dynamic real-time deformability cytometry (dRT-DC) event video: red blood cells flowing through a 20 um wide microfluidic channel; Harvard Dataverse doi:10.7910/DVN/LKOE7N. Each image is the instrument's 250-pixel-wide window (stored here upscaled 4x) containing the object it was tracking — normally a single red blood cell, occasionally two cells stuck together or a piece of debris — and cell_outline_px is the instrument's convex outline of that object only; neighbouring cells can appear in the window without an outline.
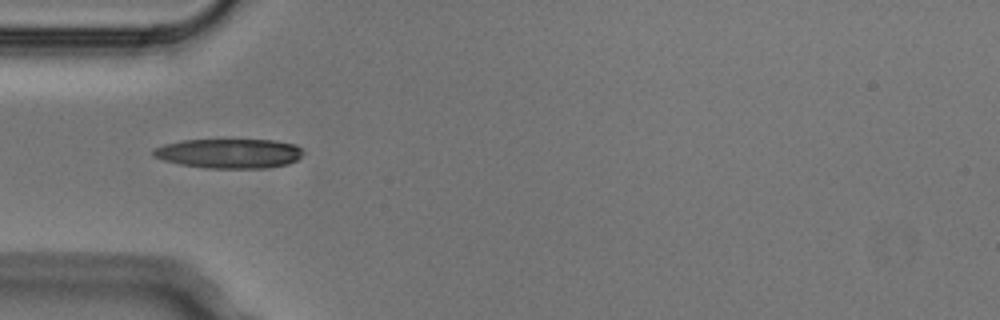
{"species": "Egyptian fruit bat (a non-hibernating species)", "species_latin": "Rousettus aegyptiacus", "temperature_condition": "cold", "stored_images_in_passage": 3, "camera_frame_rate_fps": 3000, "um_per_image_px": 0.085, "animal": {"sex": "male"}, "frame": {"image": 1, "passage_image": 1, "time_ms": 0.0, "image_size_px": [1000, 320], "cell_outline_px": [[304, 152], [296, 160], [288, 164], [264, 168], [204, 168], [180, 164], [164, 160], [152, 156], [152, 152], [156, 148], [164, 144], [184, 140], [276, 140], [296, 144]], "centroid_in_image_um": [19.49, 13.04], "position_along_channel_um": 65.5, "area_um2": 25.78}}
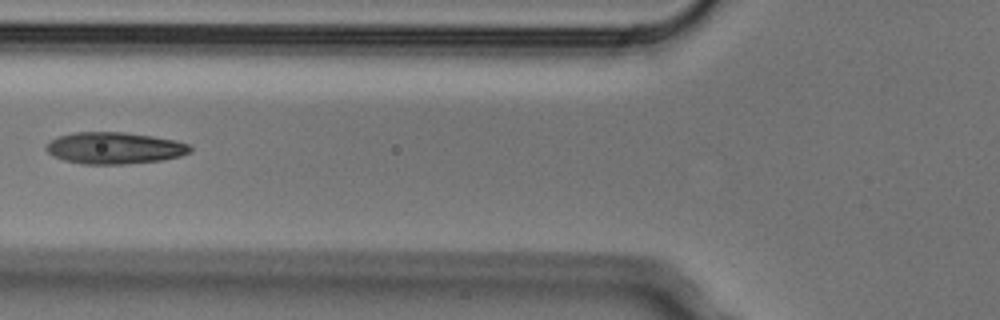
{"frame": {"image": 2, "passage_image": 2, "time_ms": 0.333, "image_size_px": [1000, 320], "cell_outline_px": [[192, 152], [180, 156], [160, 160], [124, 164], [80, 164], [64, 160], [52, 156], [44, 148], [52, 140], [60, 136], [72, 132], [124, 132], [152, 136], [176, 140], [188, 144], [192, 148]], "centroid_in_image_um": [9.73, 12.58], "position_along_channel_um": 116.1, "area_um2": 26.59}}
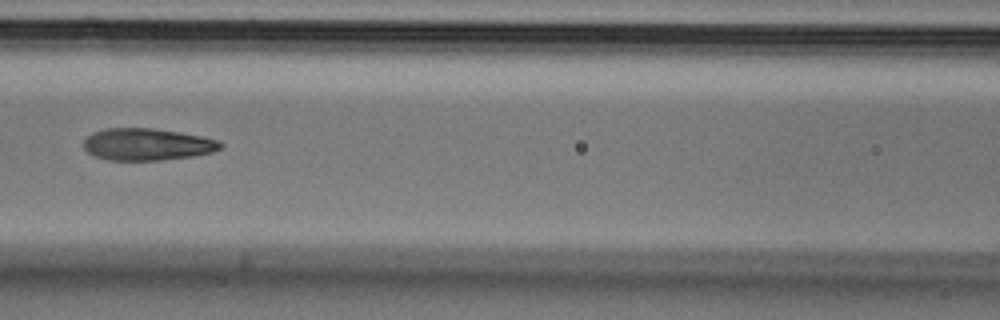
{"frame": {"image": 3, "passage_image": 3, "time_ms": 0.667, "image_size_px": [1000, 320], "cell_outline_px": [[224, 148], [212, 152], [196, 156], [160, 160], [108, 160], [96, 156], [88, 152], [84, 148], [84, 140], [92, 132], [104, 128], [152, 128], [180, 132], [220, 140], [224, 144]], "centroid_in_image_um": [12.55, 12.27], "position_along_channel_um": 154.1, "area_um2": 25.72}}